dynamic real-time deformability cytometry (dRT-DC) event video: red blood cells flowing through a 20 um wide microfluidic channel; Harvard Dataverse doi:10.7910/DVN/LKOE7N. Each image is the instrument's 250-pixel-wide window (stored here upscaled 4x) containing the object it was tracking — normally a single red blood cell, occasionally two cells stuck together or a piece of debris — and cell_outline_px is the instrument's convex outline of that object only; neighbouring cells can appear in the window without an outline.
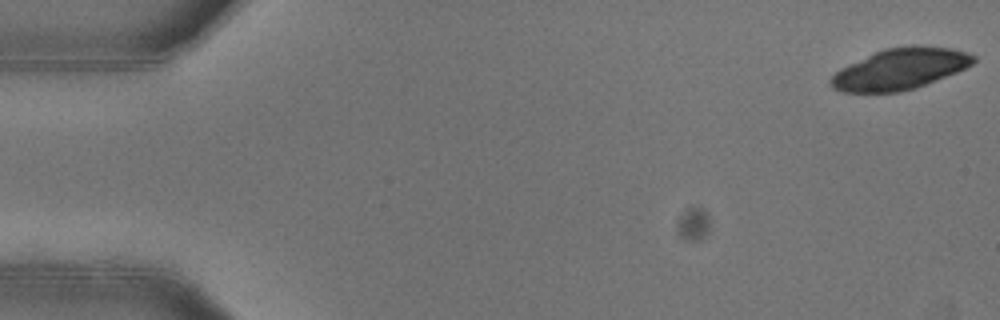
{"species": "common noctule bat (a hibernating species)", "species_latin": "Nyctalus noctula", "temperature_condition": "warm", "stored_images_in_passage": 9, "camera_frame_rate_fps": 3000, "um_per_image_px": 0.085, "animal": {"sex": "female"}, "frame": {"image": 1, "passage_image": 1, "time_ms": 0.0, "image_size_px": [1000, 320], "cell_outline_px": [[976, 60], [972, 64], [956, 72], [924, 84], [912, 88], [896, 92], [844, 92], [832, 88], [828, 80], [840, 68], [848, 64], [884, 48], [912, 44], [952, 48], [968, 52], [976, 56]], "centroid_in_image_um": [76.49, 5.83], "position_along_channel_um": 8.5, "area_um2": 34.04}}